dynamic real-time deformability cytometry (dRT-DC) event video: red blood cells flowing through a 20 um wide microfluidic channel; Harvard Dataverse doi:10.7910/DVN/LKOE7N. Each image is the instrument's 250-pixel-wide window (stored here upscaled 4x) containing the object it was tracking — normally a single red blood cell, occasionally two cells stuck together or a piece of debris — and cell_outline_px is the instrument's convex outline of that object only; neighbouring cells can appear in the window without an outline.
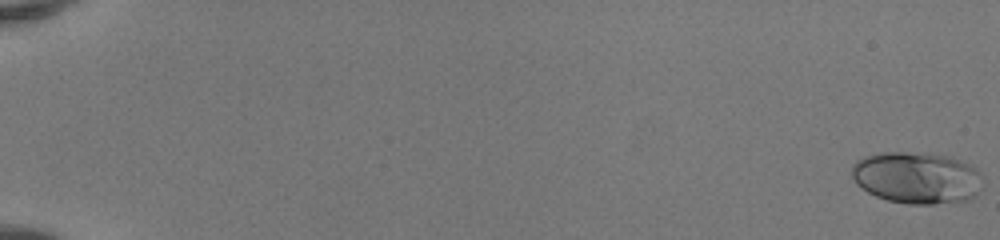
{"species": "human", "species_latin": "Homo sapiens", "temperature_condition": "room temperature", "stored_images_in_passage": 18, "camera_frame_rate_fps": 3000, "um_per_image_px": 0.085, "donor": {"sex": "female"}, "frame": {"image": 1, "passage_image": 1, "time_ms": 0.0, "image_size_px": [1000, 240], "cell_outline_px": [[984, 184], [980, 192], [968, 200], [932, 204], [908, 204], [888, 200], [876, 196], [868, 192], [856, 184], [852, 176], [852, 164], [856, 160], [864, 156], [880, 152], [904, 152], [952, 156], [976, 168]], "centroid_in_image_um": [77.93, 15.11], "position_along_channel_um": 7.1, "area_um2": 39.77}}
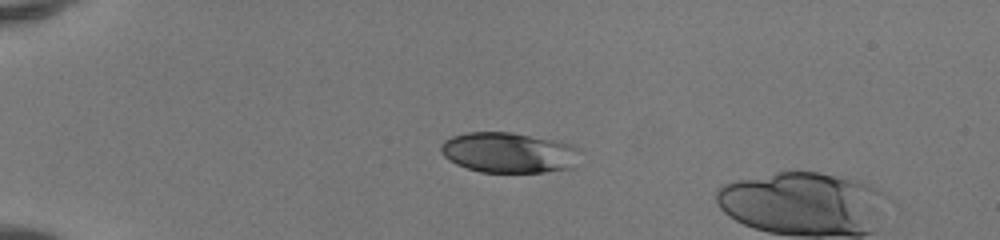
{"frame": {"image": 2, "passage_image": 15, "time_ms": 4.667, "image_size_px": [1000, 240], "cell_outline_px": [[580, 148], [572, 168], [544, 172], [480, 172], [456, 164], [448, 160], [440, 152], [440, 144], [444, 140], [452, 136], [468, 132], [512, 132], [560, 140], [572, 144]], "centroid_in_image_um": [43.24, 12.95], "position_along_channel_um": 41.8, "area_um2": 33.12}}